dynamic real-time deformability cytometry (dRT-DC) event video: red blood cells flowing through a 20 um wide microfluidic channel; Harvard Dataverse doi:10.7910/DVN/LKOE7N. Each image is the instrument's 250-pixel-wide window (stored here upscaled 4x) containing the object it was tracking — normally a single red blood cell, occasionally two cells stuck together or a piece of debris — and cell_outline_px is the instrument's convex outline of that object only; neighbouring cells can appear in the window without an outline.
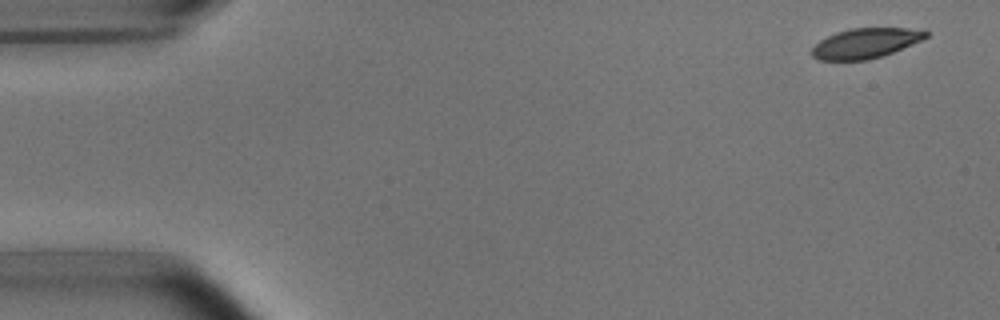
{"species": "common noctule bat (a hibernating species)", "species_latin": "Nyctalus noctula", "temperature_condition": "room temperature", "stored_images_in_passage": 8, "camera_frame_rate_fps": 3000, "um_per_image_px": 0.085, "animal": {"sex": "male", "body_mass_g": 15.6}, "frame": {"image": 1, "passage_image": 1, "time_ms": 0.0, "image_size_px": [1000, 320], "cell_outline_px": [[928, 36], [924, 40], [884, 56], [868, 60], [816, 60], [812, 56], [812, 48], [820, 40], [836, 32], [852, 28], [924, 28], [928, 32]], "centroid_in_image_um": [73.64, 3.67], "position_along_channel_um": 11.4, "area_um2": 20.29}}
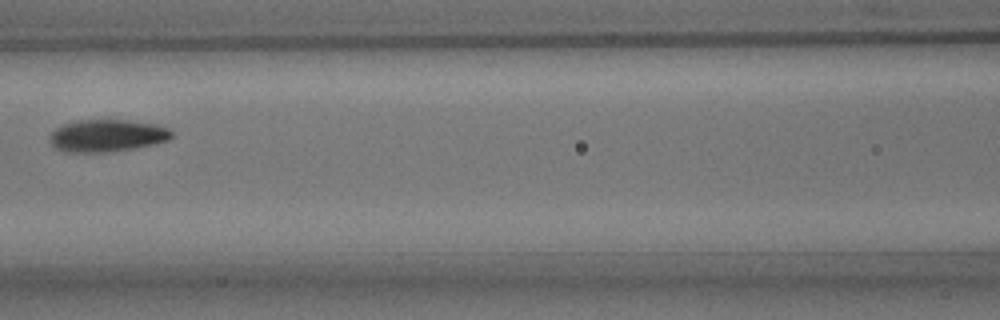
{"frame": {"image": 2, "passage_image": 7, "time_ms": 2.0, "image_size_px": [1000, 320], "cell_outline_px": [[172, 136], [168, 140], [152, 144], [132, 148], [104, 152], [68, 152], [56, 148], [52, 144], [48, 136], [56, 128], [64, 124], [80, 120], [124, 120], [156, 124], [168, 128], [172, 132]], "centroid_in_image_um": [9.08, 11.52], "position_along_channel_um": 157.5, "area_um2": 22.6}}
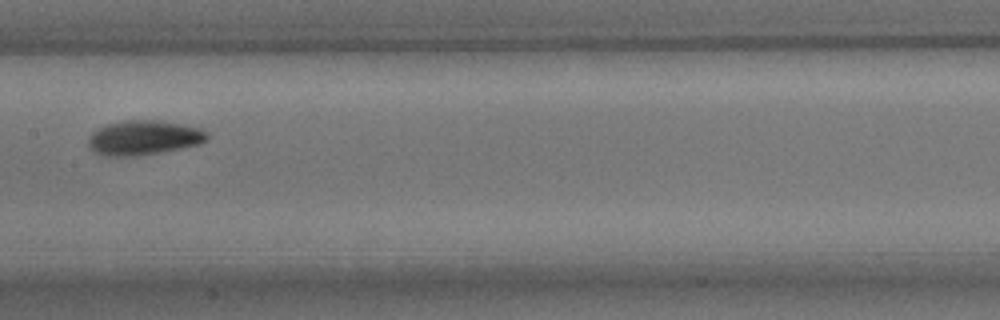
{"frame": {"image": 3, "passage_image": 8, "time_ms": 2.333, "image_size_px": [1000, 320], "cell_outline_px": [[208, 140], [200, 144], [160, 152], [132, 156], [104, 156], [96, 152], [88, 144], [88, 136], [92, 132], [108, 124], [124, 120], [160, 120], [200, 128], [208, 132]], "centroid_in_image_um": [12.24, 11.7], "position_along_channel_um": 195.2, "area_um2": 23.81}}